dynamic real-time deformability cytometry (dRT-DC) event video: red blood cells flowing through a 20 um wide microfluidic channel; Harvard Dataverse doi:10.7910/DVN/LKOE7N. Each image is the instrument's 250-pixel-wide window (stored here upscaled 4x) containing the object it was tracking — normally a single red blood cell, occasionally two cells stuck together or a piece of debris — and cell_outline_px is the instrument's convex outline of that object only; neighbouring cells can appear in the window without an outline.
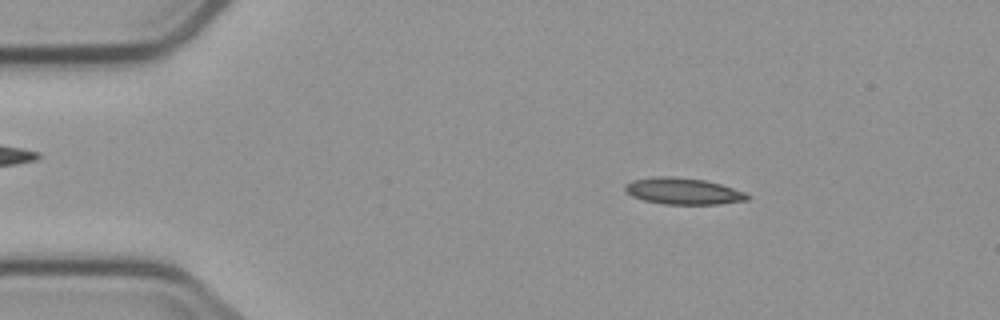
{"species": "common noctule bat (a hibernating species)", "species_latin": "Nyctalus noctula", "temperature_condition": "cold", "stored_images_in_passage": 4, "camera_frame_rate_fps": 3000, "um_per_image_px": 0.085, "animal": {"sex": "male", "body_mass_g": 23.1, "forearm_length_mm": 52.7}, "frame": {"image": 1, "passage_image": 2, "time_ms": 1.333, "image_size_px": [1000, 320], "cell_outline_px": [[748, 200], [720, 204], [664, 204], [644, 200], [632, 196], [624, 188], [624, 184], [632, 180], [660, 176], [672, 176], [704, 180], [720, 184], [744, 192], [748, 196]], "centroid_in_image_um": [58.04, 16.25], "position_along_channel_um": 27.0, "area_um2": 18.67}}
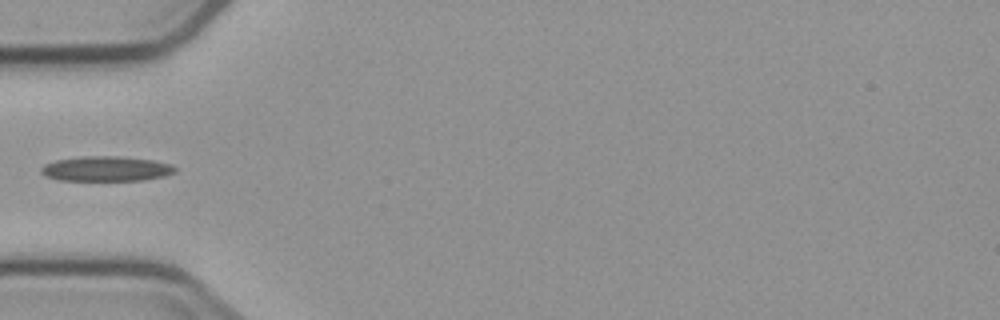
{"frame": {"image": 2, "passage_image": 4, "time_ms": 4.333, "image_size_px": [1000, 320], "cell_outline_px": [[176, 172], [164, 176], [144, 180], [60, 180], [44, 176], [40, 172], [40, 168], [44, 164], [56, 160], [80, 156], [120, 156], [152, 160], [168, 164], [176, 168]], "centroid_in_image_um": [8.98, 14.34], "position_along_channel_um": 76.0, "area_um2": 19.48}}